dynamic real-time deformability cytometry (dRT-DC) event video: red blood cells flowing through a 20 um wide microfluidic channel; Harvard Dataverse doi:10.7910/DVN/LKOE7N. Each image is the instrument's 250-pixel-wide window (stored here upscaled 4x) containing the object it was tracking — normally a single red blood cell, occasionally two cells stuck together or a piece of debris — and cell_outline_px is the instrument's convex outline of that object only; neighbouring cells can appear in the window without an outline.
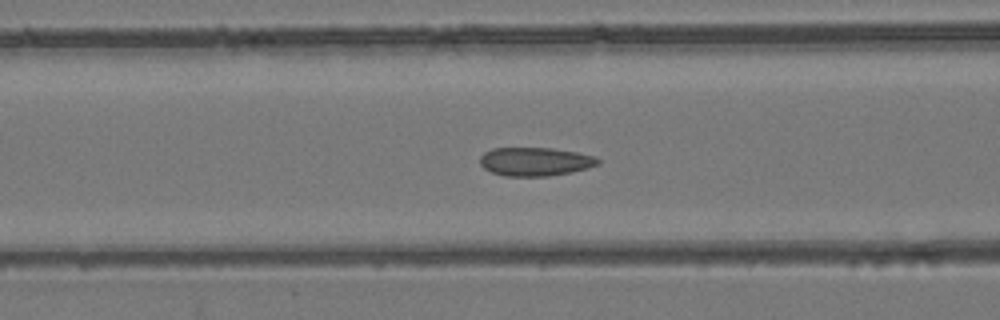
{"species": "common noctule bat (a hibernating species)", "species_latin": "Nyctalus noctula", "temperature_condition": "room temperature", "stored_images_in_passage": 54, "camera_frame_rate_fps": 3000, "um_per_image_px": 0.085, "animal": {"sex": "female", "body_mass_g": 24.6, "forearm_length_mm": 56.2}, "frame": {"image": 1, "passage_image": 22, "time_ms": 7.0, "image_size_px": [1000, 320], "cell_outline_px": [[600, 164], [588, 168], [572, 172], [548, 176], [504, 176], [492, 172], [484, 168], [480, 164], [480, 156], [484, 152], [492, 148], [552, 148], [576, 152], [596, 156], [600, 160]], "centroid_in_image_um": [45.5, 13.73], "position_along_channel_um": 121.1, "area_um2": 19.77}}
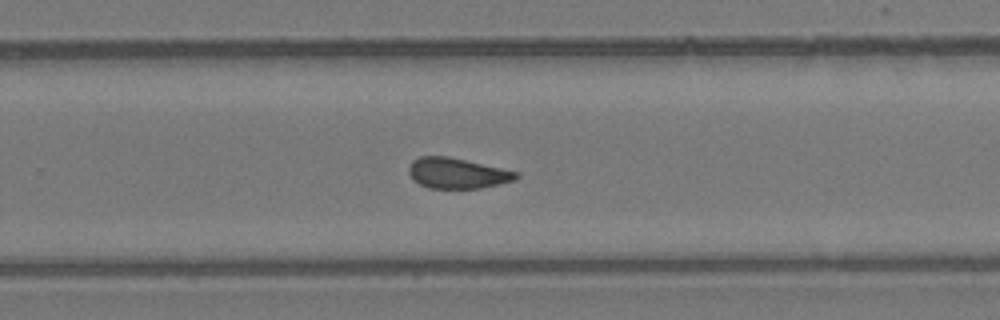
{"frame": {"image": 2, "passage_image": 35, "time_ms": 11.333, "image_size_px": [1000, 320], "cell_outline_px": [[520, 176], [516, 180], [480, 188], [428, 188], [412, 180], [408, 172], [408, 168], [412, 160], [420, 156], [448, 156], [520, 172]], "centroid_in_image_um": [38.86, 14.72], "position_along_channel_um": 290.9, "area_um2": 19.25}}
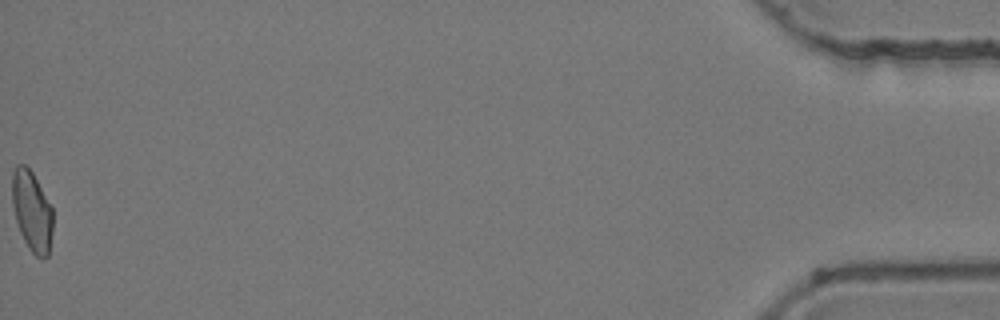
{"frame": {"image": 3, "passage_image": 54, "time_ms": 17.667, "image_size_px": [1000, 320], "cell_outline_px": [[52, 232], [48, 256], [44, 260], [36, 256], [28, 248], [20, 232], [16, 220], [12, 204], [12, 172], [16, 164], [24, 164], [32, 172], [52, 208]], "centroid_in_image_um": [2.7, 17.96], "position_along_channel_um": 432.5, "area_um2": 19.02}, "authors_computed_cell_mechanics": {"area_um2": 19.7387, "velocity_mm_per_s": 3.9201, "shape_relaxation_time_tau1_ms": null, "shape_relaxation_time_tau2_ms": 1.6796, "deformation_change_tau1": null, "deformation_change_tau2": 0.0619}}